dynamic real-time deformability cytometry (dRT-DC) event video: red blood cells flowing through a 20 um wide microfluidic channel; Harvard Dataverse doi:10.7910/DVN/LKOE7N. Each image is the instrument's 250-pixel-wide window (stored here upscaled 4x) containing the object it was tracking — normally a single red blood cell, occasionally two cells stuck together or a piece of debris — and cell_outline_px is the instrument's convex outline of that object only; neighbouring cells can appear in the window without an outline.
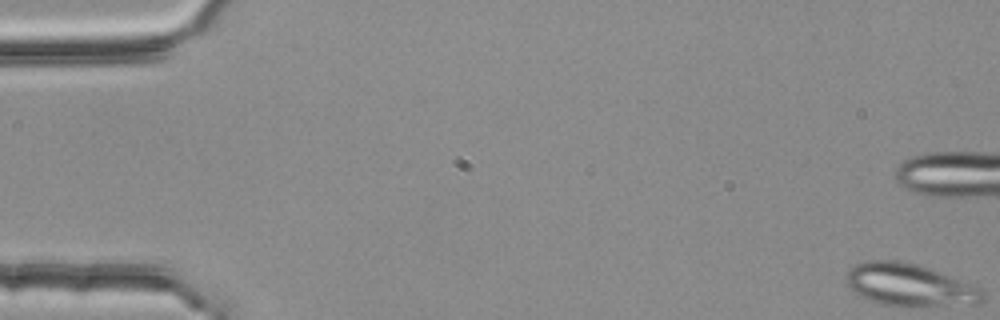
{"species": "common noctule bat (a hibernating species)", "species_latin": "Nyctalus noctula", "temperature_condition": "room temperature", "stored_images_in_passage": 54, "camera_frame_rate_fps": 3000, "um_per_image_px": 0.085, "animal": {"sex": "female", "body_mass_g": 25.1}, "frame": {"image": 1, "passage_image": 1, "time_ms": 0.0, "image_size_px": [1000, 320], "cell_outline_px": [[984, 300], [980, 304], [884, 304], [868, 300], [860, 296], [844, 280], [848, 272], [856, 264], [868, 260], [892, 260], [916, 264], [932, 268], [980, 288], [984, 292]], "centroid_in_image_um": [77.32, 24.18], "position_along_channel_um": 7.7, "area_um2": 32.77}, "authors_computed_cell_mechanics": {"area_um2": 18.6694, "velocity_mm_per_s": 3.7448, "shape_relaxation_time_tau1_ms": null, "shape_relaxation_time_tau2_ms": 4.6945, "deformation_change_tau1": null, "deformation_change_tau2": 0.0981}}